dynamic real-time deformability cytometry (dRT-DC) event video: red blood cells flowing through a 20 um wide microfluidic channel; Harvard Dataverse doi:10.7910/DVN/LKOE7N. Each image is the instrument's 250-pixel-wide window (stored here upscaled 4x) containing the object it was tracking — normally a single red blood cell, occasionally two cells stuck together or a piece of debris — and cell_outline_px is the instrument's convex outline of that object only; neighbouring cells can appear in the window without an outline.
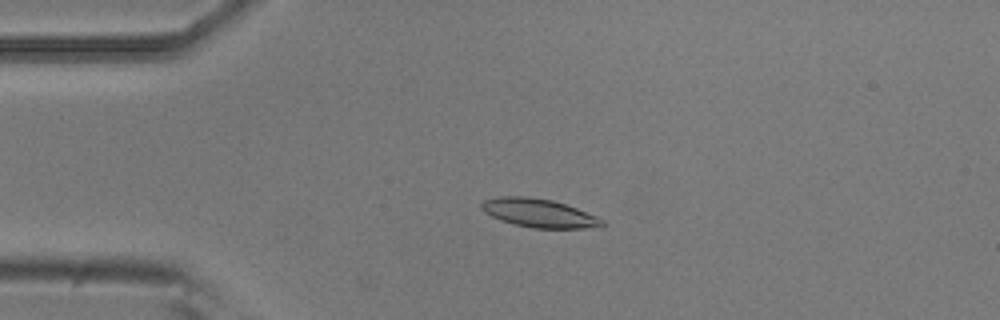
{"species": "common noctule bat (a hibernating species)", "species_latin": "Nyctalus noctula", "temperature_condition": "room temperature", "stored_images_in_passage": 52, "camera_frame_rate_fps": 3000, "um_per_image_px": 0.085, "animal": {"sex": "male", "body_mass_g": 20.5, "forearm_length_mm": 52.5}, "frame": {"image": 1, "passage_image": 11, "time_ms": 3.333, "image_size_px": [1000, 320], "cell_outline_px": [[608, 224], [584, 228], [532, 228], [500, 220], [484, 212], [480, 208], [480, 204], [484, 200], [500, 196], [528, 196], [552, 200], [576, 208], [596, 216], [604, 220]], "centroid_in_image_um": [45.78, 18.1], "position_along_channel_um": 39.2, "area_um2": 19.94}}
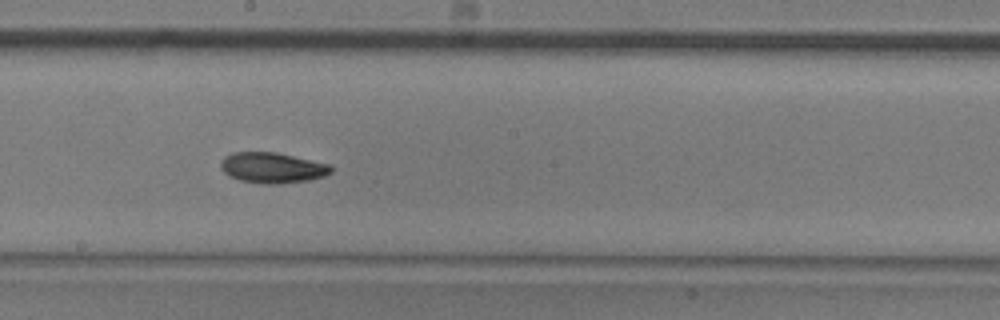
{"frame": {"image": 2, "passage_image": 28, "time_ms": 9.0, "image_size_px": [1000, 320], "cell_outline_px": [[332, 172], [324, 176], [308, 180], [280, 184], [264, 184], [240, 180], [228, 176], [220, 168], [220, 160], [224, 156], [232, 152], [276, 152], [332, 164]], "centroid_in_image_um": [23.14, 14.25], "position_along_channel_um": 225.1, "area_um2": 19.94}}
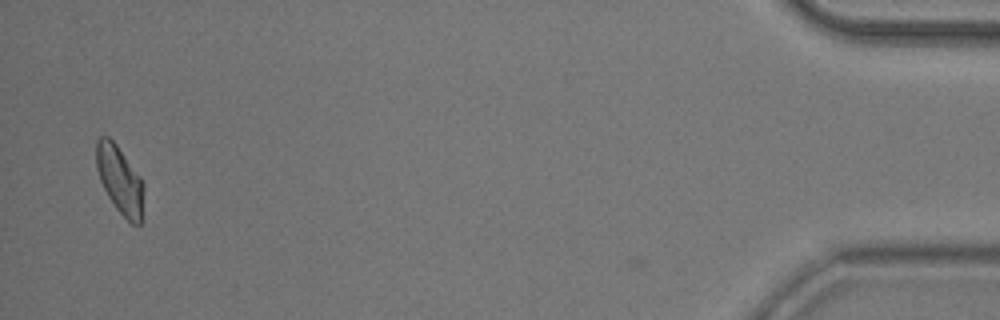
{"frame": {"image": 3, "passage_image": 51, "time_ms": 16.667, "image_size_px": [1000, 320], "cell_outline_px": [[144, 192], [140, 224], [132, 224], [116, 208], [108, 196], [100, 180], [96, 168], [96, 140], [100, 136], [108, 136], [116, 144], [140, 176], [144, 184]], "centroid_in_image_um": [10.18, 15.26], "position_along_channel_um": 425.0, "area_um2": 18.61}, "authors_computed_cell_mechanics": {"area_um2": 19.1896, "velocity_mm_per_s": 3.7512, "shape_relaxation_time_tau1_ms": 4.656, "shape_relaxation_time_tau2_ms": 3.7681, "deformation_change_tau1": 0.1507, "deformation_change_tau2": 0.0839}}